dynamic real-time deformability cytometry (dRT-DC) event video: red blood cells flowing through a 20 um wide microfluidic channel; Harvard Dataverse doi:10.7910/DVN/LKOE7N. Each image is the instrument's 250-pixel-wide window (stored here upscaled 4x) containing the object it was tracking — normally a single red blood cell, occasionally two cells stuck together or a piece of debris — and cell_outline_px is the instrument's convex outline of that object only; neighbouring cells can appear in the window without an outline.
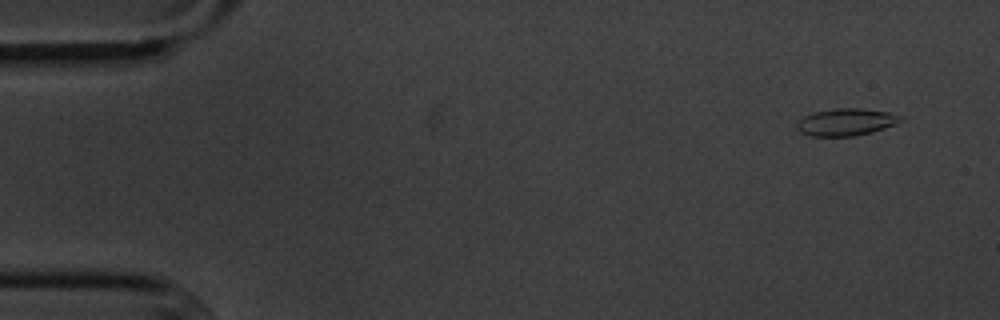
{"species": "common noctule bat (a hibernating species)", "species_latin": "Nyctalus noctula", "temperature_condition": "cold", "stored_images_in_passage": 4, "camera_frame_rate_fps": 3000, "um_per_image_px": 0.085, "animal": {"sex": "male", "body_mass_g": 20.1, "forearm_length_mm": 53.5}, "frame": {"image": 1, "passage_image": 2, "time_ms": 1.0, "image_size_px": [1000, 320], "cell_outline_px": [[904, 120], [896, 124], [872, 132], [856, 136], [808, 136], [800, 132], [796, 128], [796, 124], [804, 116], [816, 112], [836, 108], [860, 108], [888, 112], [900, 116]], "centroid_in_image_um": [71.91, 10.38], "position_along_channel_um": 13.1, "area_um2": 16.42}}